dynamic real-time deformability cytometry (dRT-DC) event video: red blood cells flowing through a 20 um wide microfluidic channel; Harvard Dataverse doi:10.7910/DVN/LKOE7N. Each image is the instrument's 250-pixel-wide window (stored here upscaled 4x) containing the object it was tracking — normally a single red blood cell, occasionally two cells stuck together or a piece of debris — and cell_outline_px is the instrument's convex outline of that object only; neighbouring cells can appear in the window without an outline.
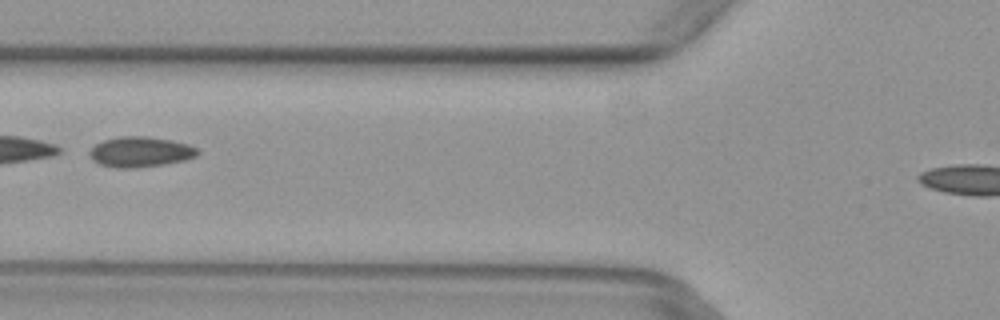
{"species": "common noctule bat (a hibernating species)", "species_latin": "Nyctalus noctula", "temperature_condition": "warm", "stored_images_in_passage": 5, "camera_frame_rate_fps": 3000, "um_per_image_px": 0.085, "animal": {"sex": "female", "body_mass_g": 29.2, "forearm_length_mm": 56.3}, "frame": {"image": 1, "passage_image": 5, "time_ms": 1.333, "image_size_px": [1000, 320], "cell_outline_px": [[200, 152], [196, 156], [184, 160], [164, 164], [136, 168], [116, 168], [100, 164], [92, 160], [88, 156], [88, 152], [96, 144], [104, 140], [120, 136], [148, 136], [172, 140], [188, 144], [196, 148]], "centroid_in_image_um": [11.91, 12.91], "position_along_channel_um": 113.9, "area_um2": 19.19}}